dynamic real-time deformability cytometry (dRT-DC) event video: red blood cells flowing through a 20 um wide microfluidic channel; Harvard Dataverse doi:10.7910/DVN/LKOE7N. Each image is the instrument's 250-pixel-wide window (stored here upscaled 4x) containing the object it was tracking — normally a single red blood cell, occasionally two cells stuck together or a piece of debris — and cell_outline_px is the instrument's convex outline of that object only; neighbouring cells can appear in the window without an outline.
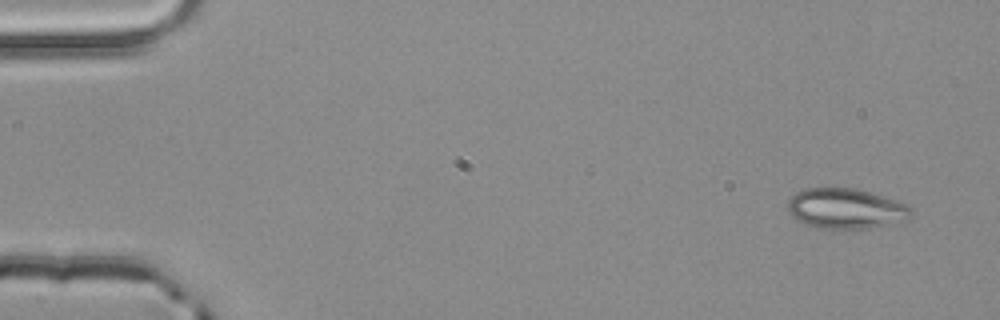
{"species": "common noctule bat (a hibernating species)", "species_latin": "Nyctalus noctula", "temperature_condition": "room temperature", "stored_images_in_passage": 4, "camera_frame_rate_fps": 3000, "um_per_image_px": 0.085, "animal": {"sex": "male", "body_mass_g": 20.4}, "frame": {"image": 1, "passage_image": 1, "time_ms": 0.0, "image_size_px": [1000, 320], "cell_outline_px": [[912, 212], [908, 220], [892, 224], [868, 228], [816, 228], [796, 220], [788, 212], [788, 200], [796, 192], [804, 188], [852, 188], [868, 192], [896, 200], [908, 204], [912, 208]], "centroid_in_image_um": [71.9, 17.73], "position_along_channel_um": 13.1, "area_um2": 29.02}}
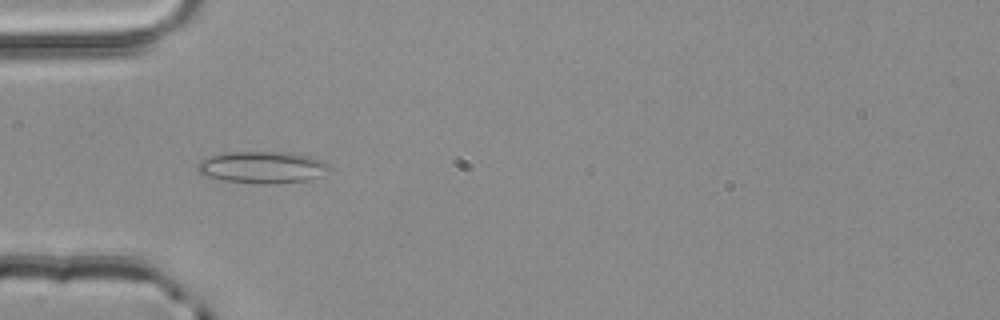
{"frame": {"image": 2, "passage_image": 4, "time_ms": 1.0, "image_size_px": [1000, 320], "cell_outline_px": [[332, 168], [316, 176], [304, 180], [268, 184], [260, 184], [224, 180], [204, 176], [196, 168], [200, 160], [224, 152], [288, 152], [308, 156], [320, 160], [328, 164]], "centroid_in_image_um": [22.24, 14.21], "position_along_channel_um": 62.8, "area_um2": 24.1}}